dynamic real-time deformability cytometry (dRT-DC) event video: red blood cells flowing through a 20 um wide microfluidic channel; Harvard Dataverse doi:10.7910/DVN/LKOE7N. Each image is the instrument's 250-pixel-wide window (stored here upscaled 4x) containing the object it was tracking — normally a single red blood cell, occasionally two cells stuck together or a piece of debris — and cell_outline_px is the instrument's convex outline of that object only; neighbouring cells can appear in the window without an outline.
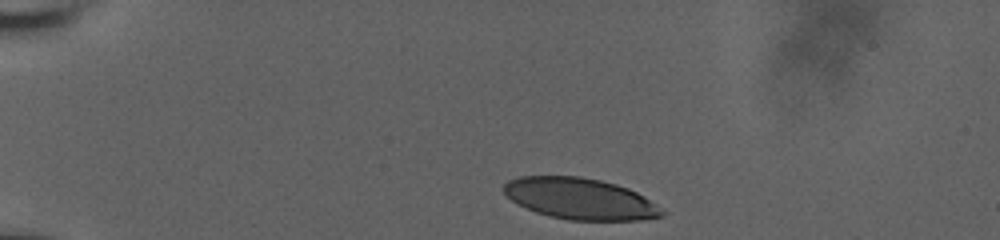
{"species": "human", "species_latin": "Homo sapiens", "temperature_condition": "room temperature", "stored_images_in_passage": 8, "camera_frame_rate_fps": 3000, "um_per_image_px": 0.085, "donor": {"sex": "male"}, "frame": {"image": 1, "passage_image": 1, "time_ms": 0.0, "image_size_px": [1000, 240], "cell_outline_px": [[664, 212], [660, 216], [640, 220], [568, 220], [536, 212], [512, 200], [504, 192], [504, 184], [508, 180], [520, 176], [580, 176], [600, 180], [616, 184], [628, 188], [644, 196]], "centroid_in_image_um": [49.29, 16.88], "position_along_channel_um": 35.7, "area_um2": 37.57}}
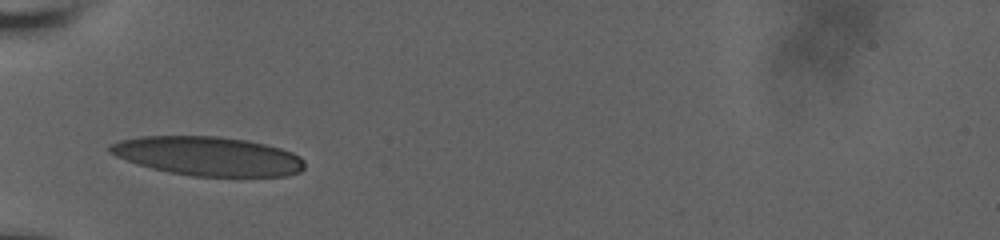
{"frame": {"image": 2, "passage_image": 5, "time_ms": 2.667, "image_size_px": [1000, 240], "cell_outline_px": [[304, 168], [300, 172], [288, 176], [192, 176], [152, 168], [116, 156], [108, 152], [108, 144], [120, 140], [140, 136], [220, 136], [244, 140], [264, 144], [280, 148], [292, 152], [300, 156], [304, 160]], "centroid_in_image_um": [17.69, 13.26], "position_along_channel_um": 67.3, "area_um2": 44.16}}
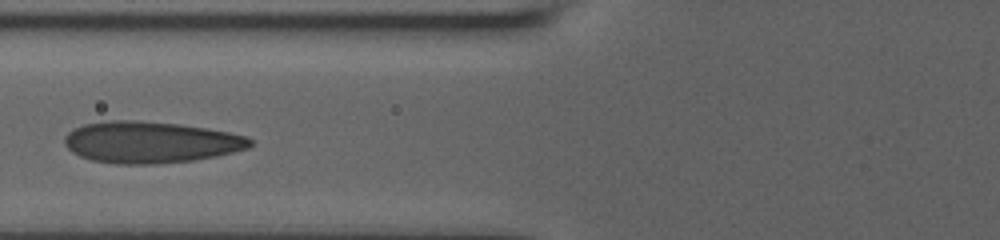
{"frame": {"image": 3, "passage_image": 7, "time_ms": 4.0, "image_size_px": [1000, 240], "cell_outline_px": [[252, 144], [248, 148], [216, 156], [192, 160], [156, 164], [116, 164], [92, 160], [80, 156], [72, 152], [64, 144], [64, 136], [68, 132], [84, 124], [112, 120], [128, 120], [180, 124], [228, 132], [244, 136], [252, 140]], "centroid_in_image_um": [12.76, 12.09], "position_along_channel_um": 113.0, "area_um2": 44.62}}